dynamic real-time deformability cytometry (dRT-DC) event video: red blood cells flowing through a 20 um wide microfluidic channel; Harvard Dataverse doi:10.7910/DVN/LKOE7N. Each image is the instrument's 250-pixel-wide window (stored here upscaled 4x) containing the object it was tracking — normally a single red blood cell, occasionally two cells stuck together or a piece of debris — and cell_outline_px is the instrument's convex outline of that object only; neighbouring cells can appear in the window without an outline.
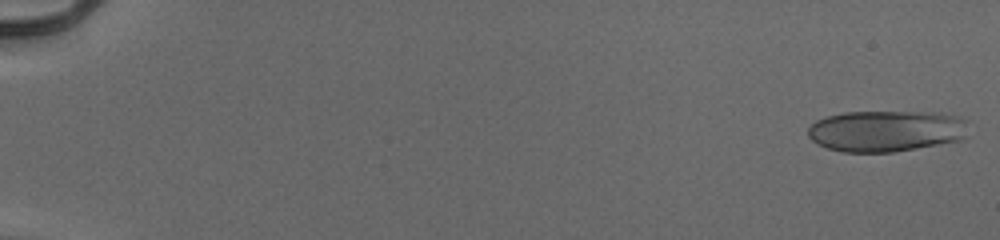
{"species": "human", "species_latin": "Homo sapiens", "temperature_condition": "cold", "stored_images_in_passage": 53, "camera_frame_rate_fps": 3000, "um_per_image_px": 0.085, "donor": {"sex": "male"}, "frame": {"image": 1, "passage_image": 1, "time_ms": 0.0, "image_size_px": [1000, 240], "cell_outline_px": [[968, 136], [964, 140], [892, 152], [844, 152], [828, 148], [816, 144], [808, 136], [808, 128], [816, 120], [828, 116], [844, 112], [944, 112], [960, 116], [968, 120]], "centroid_in_image_um": [75.4, 11.12], "position_along_channel_um": 9.6, "area_um2": 39.25}}
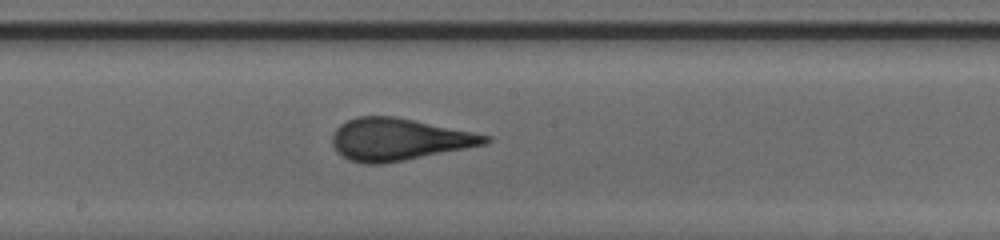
{"frame": {"image": 2, "passage_image": 31, "time_ms": 10.0, "image_size_px": [1000, 240], "cell_outline_px": [[492, 140], [484, 144], [384, 164], [364, 164], [348, 160], [336, 152], [332, 144], [332, 136], [336, 128], [340, 124], [356, 116], [396, 116], [492, 136]], "centroid_in_image_um": [33.84, 11.84], "position_along_channel_um": 214.4, "area_um2": 37.45}}
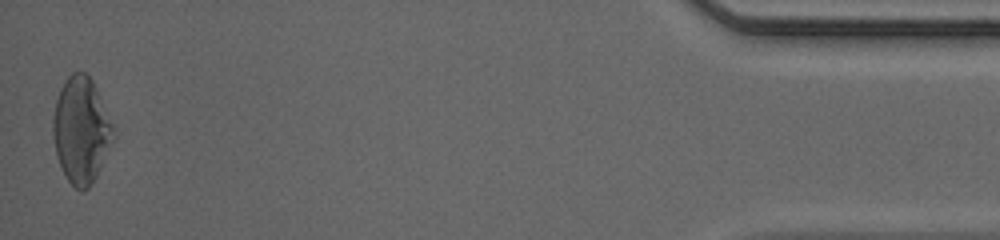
{"frame": {"image": 3, "passage_image": 53, "time_ms": 17.333, "image_size_px": [1000, 240], "cell_outline_px": [[116, 136], [96, 176], [88, 188], [84, 192], [80, 192], [68, 180], [60, 164], [56, 152], [52, 132], [52, 120], [56, 100], [60, 88], [68, 76], [72, 72], [84, 72], [92, 80], [96, 88], [112, 124]], "centroid_in_image_um": [6.89, 11.07], "position_along_channel_um": 428.3, "area_um2": 36.99}, "authors_computed_cell_mechanics": {"area_um2": 36.5874, "velocity_mm_per_s": 3.964, "shape_relaxation_time_tau1_ms": 9.0565, "shape_relaxation_time_tau2_ms": null, "deformation_change_tau1": 0.2463, "deformation_change_tau2": null}}